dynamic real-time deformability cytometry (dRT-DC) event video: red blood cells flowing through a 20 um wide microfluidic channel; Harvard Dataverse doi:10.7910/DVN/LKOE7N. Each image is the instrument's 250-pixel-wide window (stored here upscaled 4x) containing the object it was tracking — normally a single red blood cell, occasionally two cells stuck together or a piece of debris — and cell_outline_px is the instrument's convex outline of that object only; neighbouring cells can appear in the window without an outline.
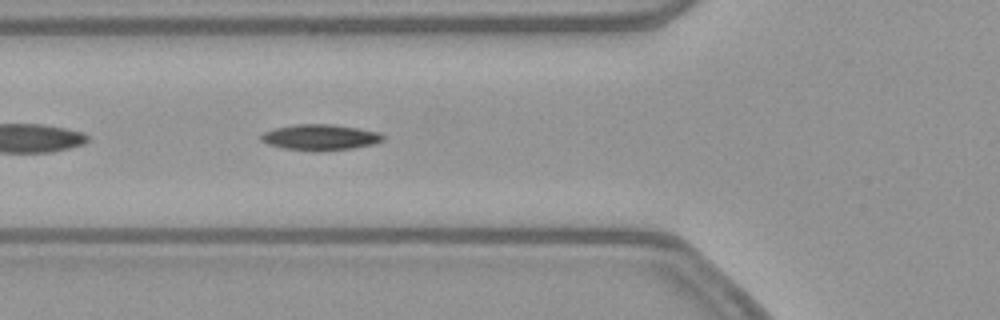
{"species": "common noctule bat (a hibernating species)", "species_latin": "Nyctalus noctula", "temperature_condition": "warm", "stored_images_in_passage": 39, "camera_frame_rate_fps": 3000, "um_per_image_px": 0.085, "animal": {"sex": "female", "body_mass_g": 21.9}, "frame": {"image": 1, "passage_image": 5, "time_ms": 1.333, "image_size_px": [1000, 320], "cell_outline_px": [[384, 140], [376, 144], [352, 148], [320, 152], [312, 152], [284, 148], [268, 144], [260, 140], [260, 136], [264, 132], [276, 128], [296, 124], [332, 124], [380, 132], [384, 136]], "centroid_in_image_um": [27.24, 11.68], "position_along_channel_um": 98.6, "area_um2": 18.55}}
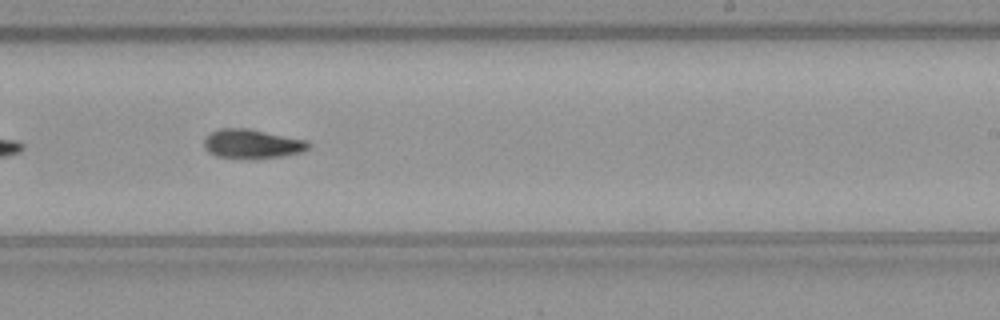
{"frame": {"image": 2, "passage_image": 18, "time_ms": 5.667, "image_size_px": [1000, 320], "cell_outline_px": [[312, 144], [304, 152], [284, 156], [252, 160], [248, 160], [216, 156], [208, 152], [204, 148], [204, 136], [208, 132], [220, 128], [248, 128], [308, 140]], "centroid_in_image_um": [21.42, 12.24], "position_along_channel_um": 267.6, "area_um2": 18.5}}
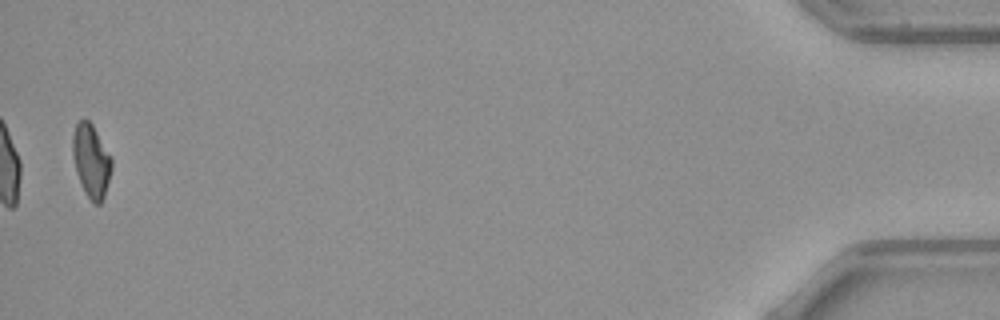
{"frame": {"image": 3, "passage_image": 38, "time_ms": 12.333, "image_size_px": [1000, 320], "cell_outline_px": [[112, 168], [104, 196], [100, 204], [96, 204], [88, 196], [80, 180], [72, 156], [72, 136], [76, 124], [80, 120], [88, 120], [92, 124], [112, 156]], "centroid_in_image_um": [7.77, 13.62], "position_along_channel_um": 427.4, "area_um2": 16.36}}